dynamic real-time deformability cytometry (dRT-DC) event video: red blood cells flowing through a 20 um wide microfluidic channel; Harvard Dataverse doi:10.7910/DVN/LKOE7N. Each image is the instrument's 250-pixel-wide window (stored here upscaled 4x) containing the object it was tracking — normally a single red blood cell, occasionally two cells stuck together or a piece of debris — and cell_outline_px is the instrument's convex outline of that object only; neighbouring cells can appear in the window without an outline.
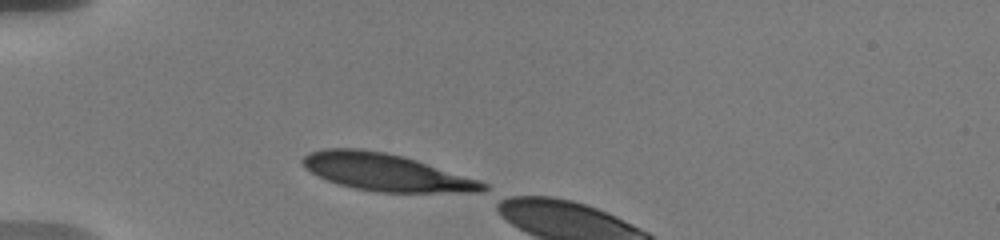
{"species": "human", "species_latin": "Homo sapiens", "temperature_condition": "warm", "stored_images_in_passage": 3, "camera_frame_rate_fps": 3000, "um_per_image_px": 0.085, "donor": {"sex": "male"}, "frame": {"image": 1, "passage_image": 1, "time_ms": 0.0, "image_size_px": [1000, 240], "cell_outline_px": [[488, 192], [376, 192], [356, 188], [340, 184], [328, 180], [304, 168], [300, 160], [308, 152], [324, 148], [360, 148], [384, 152], [404, 156], [480, 180], [488, 184]], "centroid_in_image_um": [32.83, 14.64], "position_along_channel_um": 52.2, "area_um2": 39.13}}